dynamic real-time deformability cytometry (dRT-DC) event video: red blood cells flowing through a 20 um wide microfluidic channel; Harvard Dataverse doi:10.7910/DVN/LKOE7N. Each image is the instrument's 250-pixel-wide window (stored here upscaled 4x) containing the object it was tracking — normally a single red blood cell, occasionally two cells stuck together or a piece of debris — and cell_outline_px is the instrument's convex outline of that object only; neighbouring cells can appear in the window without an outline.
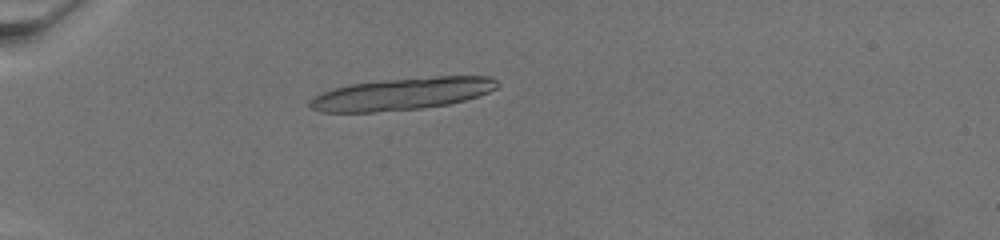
{"species": "common noctule bat (a hibernating species)", "species_latin": "Nyctalus noctula", "temperature_condition": "warm", "stored_images_in_passage": 33, "camera_frame_rate_fps": 3000, "um_per_image_px": 0.085, "animal": {"sex": "female", "body_mass_g": 19.5, "forearm_length_mm": 54.1}, "frame": {"image": 1, "passage_image": 24, "time_ms": 7.667, "image_size_px": [1000, 240], "cell_outline_px": [[500, 84], [496, 88], [488, 92], [464, 100], [448, 104], [424, 108], [376, 112], [320, 112], [312, 108], [308, 104], [308, 100], [324, 92], [336, 88], [352, 84], [384, 80], [436, 76], [492, 76]], "centroid_in_image_um": [34.2, 7.98], "position_along_channel_um": 50.8, "area_um2": 34.91}}